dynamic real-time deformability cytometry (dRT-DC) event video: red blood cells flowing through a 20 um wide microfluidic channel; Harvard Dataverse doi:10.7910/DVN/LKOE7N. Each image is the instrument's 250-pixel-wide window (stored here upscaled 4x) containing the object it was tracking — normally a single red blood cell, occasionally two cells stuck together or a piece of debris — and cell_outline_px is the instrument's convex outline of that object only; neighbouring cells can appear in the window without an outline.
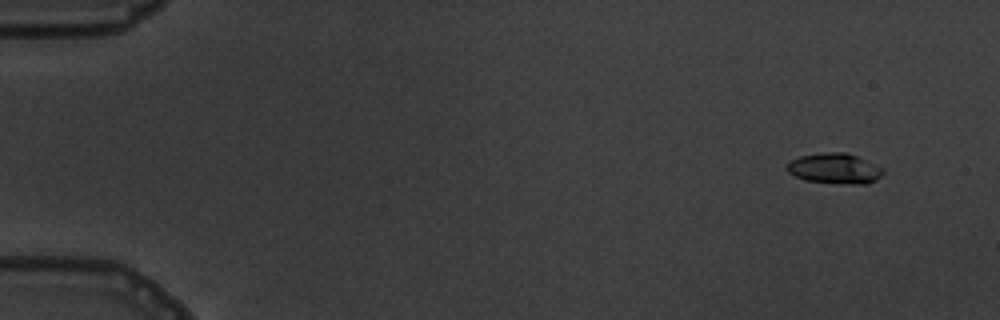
{"species": "common noctule bat (a hibernating species)", "species_latin": "Nyctalus noctula", "temperature_condition": "warm", "stored_images_in_passage": 9, "camera_frame_rate_fps": 3000, "um_per_image_px": 0.085, "animal": {"sex": "male", "body_mass_g": 19.5, "forearm_length_mm": 54.6}, "frame": {"image": 1, "passage_image": 2, "time_ms": 1.0, "image_size_px": [1000, 320], "cell_outline_px": [[884, 172], [876, 180], [864, 184], [852, 184], [804, 180], [788, 172], [784, 168], [792, 160], [800, 156], [824, 152], [844, 152], [856, 156], [884, 168]], "centroid_in_image_um": [70.94, 14.32], "position_along_channel_um": 14.1, "area_um2": 16.88}}